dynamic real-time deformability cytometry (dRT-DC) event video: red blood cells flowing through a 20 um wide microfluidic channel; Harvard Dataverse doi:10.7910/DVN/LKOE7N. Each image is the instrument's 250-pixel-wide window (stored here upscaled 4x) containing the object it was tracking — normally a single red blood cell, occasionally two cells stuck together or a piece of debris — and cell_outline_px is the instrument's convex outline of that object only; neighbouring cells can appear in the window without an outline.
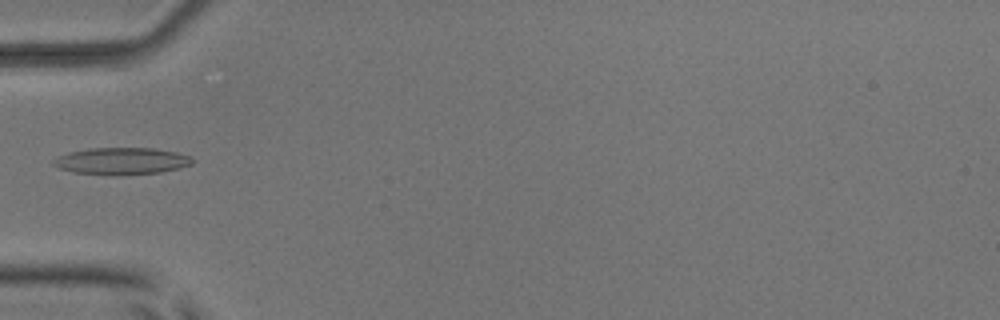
{"species": "common noctule bat (a hibernating species)", "species_latin": "Nyctalus noctula", "temperature_condition": "room temperature", "stored_images_in_passage": 6, "camera_frame_rate_fps": 3000, "um_per_image_px": 0.085, "animal": {"sex": "male", "body_mass_g": 17.9, "forearm_length_mm": 54.2}, "frame": {"image": 1, "passage_image": 5, "time_ms": 1.333, "image_size_px": [1000, 320], "cell_outline_px": [[196, 160], [192, 164], [180, 168], [160, 172], [72, 172], [60, 168], [52, 164], [52, 160], [56, 156], [68, 152], [92, 148], [152, 148], [176, 152], [188, 156]], "centroid_in_image_um": [10.34, 13.63], "position_along_channel_um": 74.7, "area_um2": 20.75}}
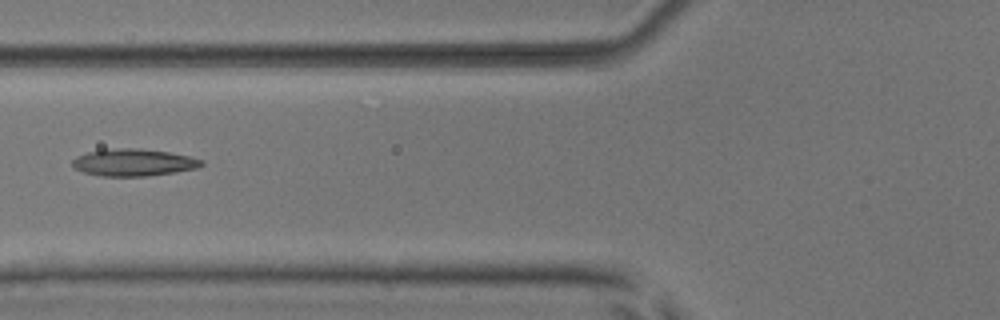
{"frame": {"image": 2, "passage_image": 6, "time_ms": 1.667, "image_size_px": [1000, 320], "cell_outline_px": [[204, 164], [196, 168], [176, 172], [148, 176], [100, 176], [84, 172], [76, 168], [72, 164], [72, 160], [76, 156], [88, 152], [104, 148], [140, 148], [168, 152], [188, 156], [204, 160]], "centroid_in_image_um": [11.34, 13.8], "position_along_channel_um": 114.5, "area_um2": 20.52}}